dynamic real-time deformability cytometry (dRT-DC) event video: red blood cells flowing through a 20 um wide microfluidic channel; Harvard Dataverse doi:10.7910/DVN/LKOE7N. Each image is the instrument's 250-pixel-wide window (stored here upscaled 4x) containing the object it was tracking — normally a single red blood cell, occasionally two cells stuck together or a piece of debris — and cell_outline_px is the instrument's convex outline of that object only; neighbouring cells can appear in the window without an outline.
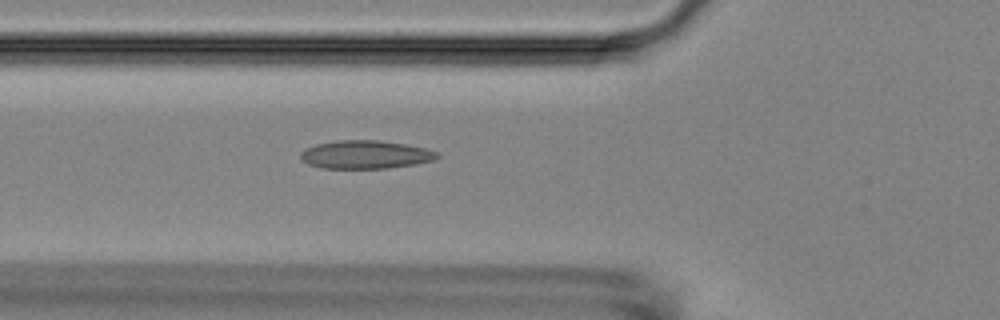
{"species": "Egyptian fruit bat (a non-hibernating species)", "species_latin": "Rousettus aegyptiacus", "temperature_condition": "room temperature", "stored_images_in_passage": 32, "camera_frame_rate_fps": 3000, "um_per_image_px": 0.085, "animal": {"sex": "female"}, "frame": {"image": 1, "passage_image": 4, "time_ms": 1.0, "image_size_px": [1000, 320], "cell_outline_px": [[440, 156], [432, 160], [416, 164], [388, 168], [320, 168], [308, 164], [300, 156], [300, 152], [304, 148], [316, 144], [336, 140], [380, 140], [428, 148], [436, 152]], "centroid_in_image_um": [31.05, 13.13], "position_along_channel_um": 94.8, "area_um2": 22.54}}
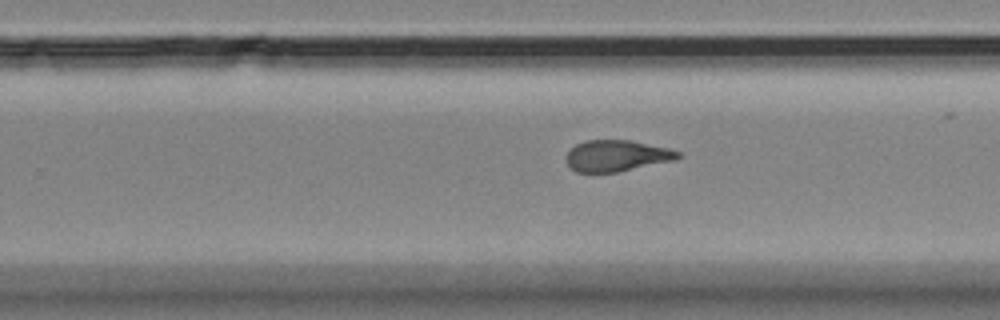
{"frame": {"image": 2, "passage_image": 19, "time_ms": 6.0, "image_size_px": [1000, 320], "cell_outline_px": [[680, 156], [676, 160], [616, 172], [576, 172], [564, 160], [564, 156], [576, 144], [584, 140], [632, 140], [668, 148], [680, 152]], "centroid_in_image_um": [52.4, 13.23], "position_along_channel_um": 277.4, "area_um2": 20.4}}
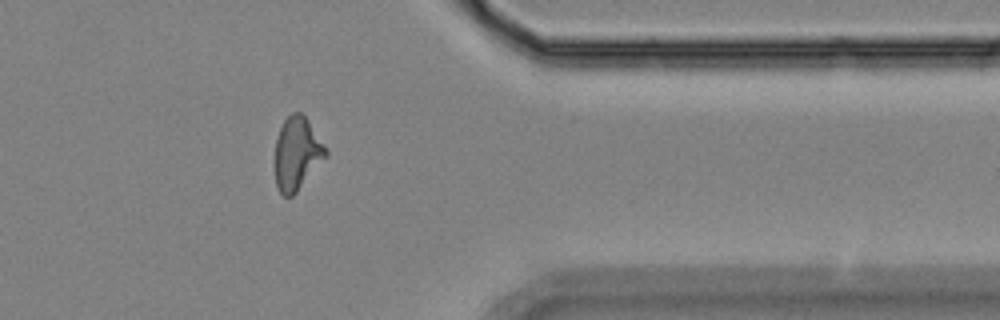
{"frame": {"image": 3, "passage_image": 29, "time_ms": 9.333, "image_size_px": [1000, 320], "cell_outline_px": [[328, 156], [296, 192], [292, 196], [284, 196], [280, 192], [276, 184], [276, 140], [280, 128], [284, 120], [292, 112], [300, 112], [308, 120], [328, 148]], "centroid_in_image_um": [25.28, 13.03], "position_along_channel_um": 386.1, "area_um2": 21.5}, "authors_computed_cell_mechanics": {"area_um2": 21.2415, "velocity_mm_per_s": 3.6413, "shape_relaxation_time_tau1_ms": null, "shape_relaxation_time_tau2_ms": 1.7473, "deformation_change_tau1": null, "deformation_change_tau2": 0.0778}}